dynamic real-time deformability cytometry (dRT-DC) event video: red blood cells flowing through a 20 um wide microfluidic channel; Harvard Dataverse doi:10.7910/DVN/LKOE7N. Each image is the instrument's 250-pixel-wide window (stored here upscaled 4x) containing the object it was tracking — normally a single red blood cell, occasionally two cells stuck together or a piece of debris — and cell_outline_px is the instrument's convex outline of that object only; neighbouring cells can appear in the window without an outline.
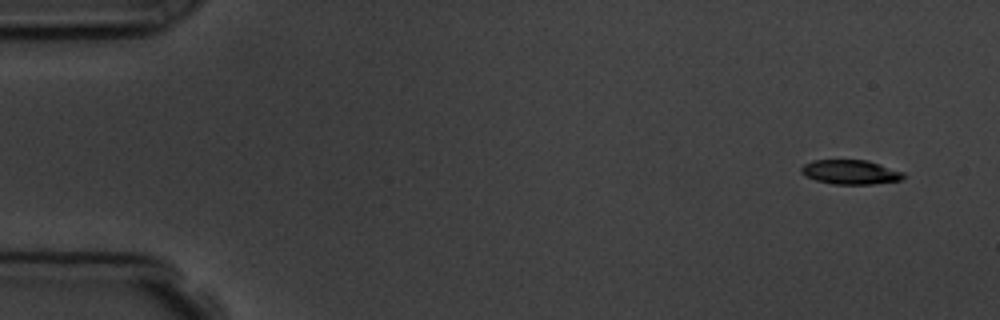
{"species": "common noctule bat (a hibernating species)", "species_latin": "Nyctalus noctula", "temperature_condition": "room temperature", "stored_images_in_passage": 5, "camera_frame_rate_fps": 3000, "um_per_image_px": 0.085, "animal": {"sex": "male", "body_mass_g": 19.5, "forearm_length_mm": 54.6}, "frame": {"image": 1, "passage_image": 1, "time_ms": 0.0, "image_size_px": [1000, 320], "cell_outline_px": [[904, 176], [900, 180], [872, 184], [832, 184], [816, 180], [800, 172], [800, 168], [804, 164], [812, 160], [868, 160], [904, 172]], "centroid_in_image_um": [72.28, 14.62], "position_along_channel_um": 12.7, "area_um2": 14.45}}
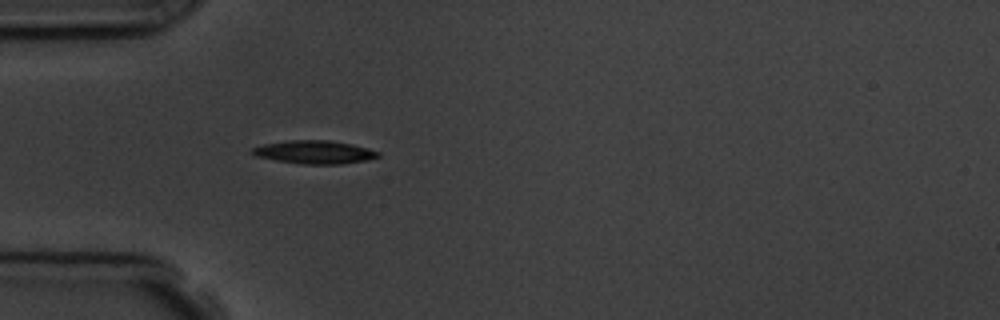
{"frame": {"image": 2, "passage_image": 5, "time_ms": 4.333, "image_size_px": [1000, 320], "cell_outline_px": [[380, 156], [368, 160], [340, 164], [300, 164], [276, 160], [256, 156], [252, 152], [252, 148], [264, 144], [288, 140], [328, 140], [352, 144], [368, 148], [380, 152]], "centroid_in_image_um": [26.76, 12.93], "position_along_channel_um": 58.2, "area_um2": 16.99}}